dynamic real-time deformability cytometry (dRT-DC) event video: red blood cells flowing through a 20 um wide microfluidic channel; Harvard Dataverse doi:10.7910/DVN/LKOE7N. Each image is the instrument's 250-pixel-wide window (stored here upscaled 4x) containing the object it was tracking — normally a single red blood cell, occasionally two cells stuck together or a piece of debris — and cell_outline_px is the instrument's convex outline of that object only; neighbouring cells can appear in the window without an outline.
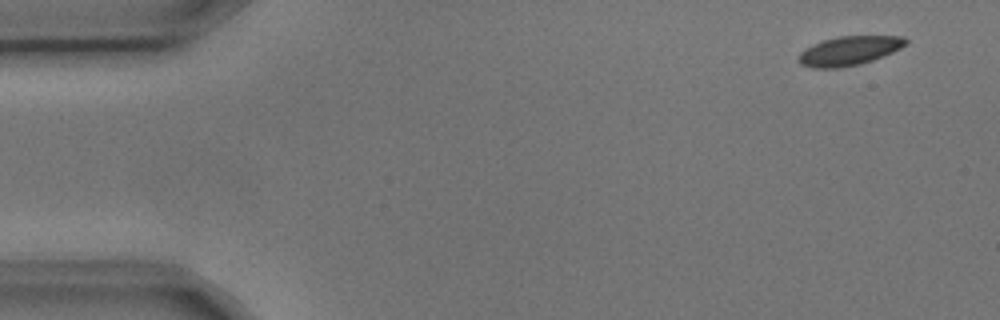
{"species": "common noctule bat (a hibernating species)", "species_latin": "Nyctalus noctula", "temperature_condition": "cold", "stored_images_in_passage": 7, "camera_frame_rate_fps": 3000, "um_per_image_px": 0.085, "animal": {"sex": "male", "body_mass_g": 17.9, "forearm_length_mm": 54.2}, "frame": {"image": 1, "passage_image": 1, "time_ms": 0.0, "image_size_px": [1000, 320], "cell_outline_px": [[908, 44], [892, 52], [872, 60], [860, 64], [840, 68], [812, 68], [800, 64], [796, 60], [796, 56], [804, 48], [812, 44], [836, 36], [904, 36], [908, 40]], "centroid_in_image_um": [72.13, 4.32], "position_along_channel_um": 12.9, "area_um2": 18.44}}
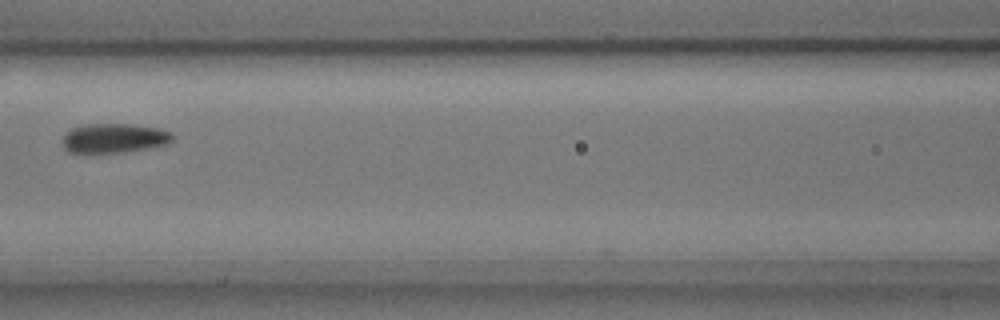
{"frame": {"image": 2, "passage_image": 7, "time_ms": 2.0, "image_size_px": [1000, 320], "cell_outline_px": [[172, 140], [168, 144], [148, 148], [124, 152], [68, 152], [64, 148], [64, 136], [72, 128], [88, 124], [128, 124], [160, 128], [168, 132], [172, 136]], "centroid_in_image_um": [9.72, 11.74], "position_along_channel_um": 156.9, "area_um2": 18.5}}